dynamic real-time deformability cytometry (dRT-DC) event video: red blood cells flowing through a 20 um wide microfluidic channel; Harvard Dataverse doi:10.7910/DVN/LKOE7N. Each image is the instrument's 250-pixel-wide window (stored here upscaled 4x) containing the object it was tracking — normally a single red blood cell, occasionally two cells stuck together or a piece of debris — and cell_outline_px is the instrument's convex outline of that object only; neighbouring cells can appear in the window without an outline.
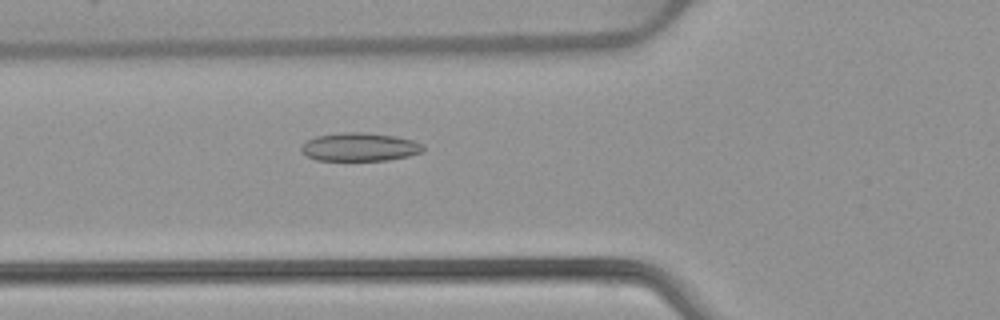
{"species": "common noctule bat (a hibernating species)", "species_latin": "Nyctalus noctula", "temperature_condition": "warm", "stored_images_in_passage": 50, "camera_frame_rate_fps": 3000, "um_per_image_px": 0.085, "animal": {"sex": "female", "body_mass_g": 22.7, "forearm_length_mm": 54.2}, "frame": {"image": 1, "passage_image": 17, "time_ms": 5.333, "image_size_px": [1000, 320], "cell_outline_px": [[424, 152], [408, 156], [388, 160], [316, 160], [300, 152], [300, 144], [316, 136], [340, 132], [368, 132], [396, 136], [412, 140], [424, 144]], "centroid_in_image_um": [30.57, 12.48], "position_along_channel_um": 95.2, "area_um2": 20.4}}
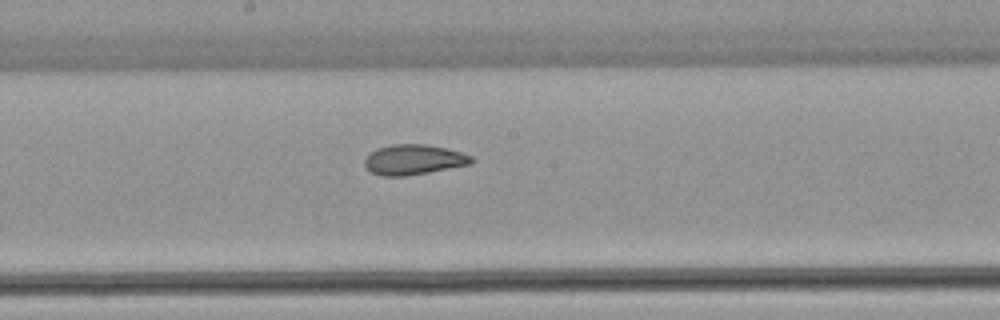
{"frame": {"image": 2, "passage_image": 26, "time_ms": 8.333, "image_size_px": [1000, 320], "cell_outline_px": [[472, 164], [428, 172], [404, 176], [380, 176], [372, 172], [364, 164], [364, 160], [376, 148], [392, 144], [424, 144], [444, 148], [460, 152], [472, 156]], "centroid_in_image_um": [35.15, 13.57], "position_along_channel_um": 213.1, "area_um2": 18.55}}
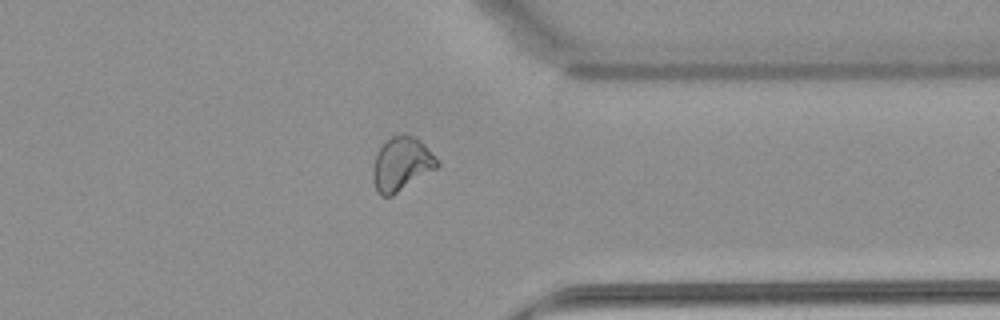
{"frame": {"image": 3, "passage_image": 39, "time_ms": 12.667, "image_size_px": [1000, 320], "cell_outline_px": [[440, 164], [436, 168], [392, 196], [380, 196], [376, 188], [372, 176], [372, 168], [376, 156], [380, 148], [392, 136], [404, 132], [416, 136], [424, 144]], "centroid_in_image_um": [34.12, 13.92], "position_along_channel_um": 377.3, "area_um2": 19.94}, "authors_computed_cell_mechanics": {"area_um2": 20.4323, "velocity_mm_per_s": 3.9113, "shape_relaxation_time_tau1_ms": null, "shape_relaxation_time_tau2_ms": 1.6629, "deformation_change_tau1": null, "deformation_change_tau2": 0.0549}}